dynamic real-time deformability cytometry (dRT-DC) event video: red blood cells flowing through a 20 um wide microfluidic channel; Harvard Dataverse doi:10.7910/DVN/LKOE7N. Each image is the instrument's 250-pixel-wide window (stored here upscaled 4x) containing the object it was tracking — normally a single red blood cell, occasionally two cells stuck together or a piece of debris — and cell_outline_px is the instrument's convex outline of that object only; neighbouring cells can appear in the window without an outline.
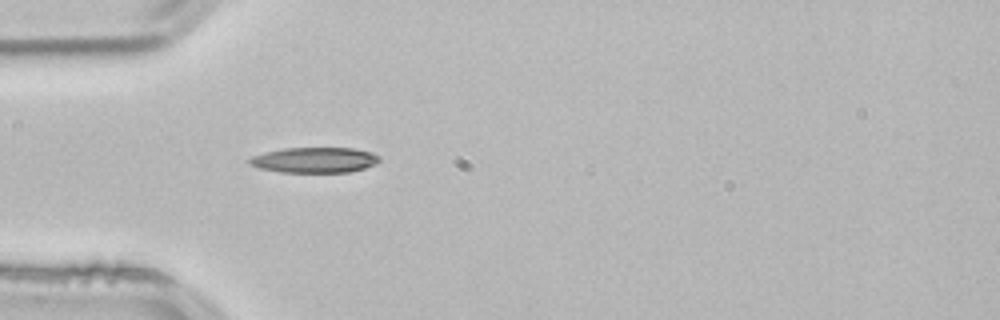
{"species": "common noctule bat (a hibernating species)", "species_latin": "Nyctalus noctula", "temperature_condition": "room temperature", "stored_images_in_passage": 33, "camera_frame_rate_fps": 3000, "um_per_image_px": 0.085, "animal": {"sex": "male", "body_mass_g": 21.5, "forearm_length_mm": 52.0}, "frame": {"image": 1, "passage_image": 1, "time_ms": 0.0, "image_size_px": [1000, 320], "cell_outline_px": [[380, 160], [376, 164], [364, 168], [348, 172], [280, 172], [260, 168], [248, 164], [248, 160], [252, 156], [284, 148], [352, 148], [372, 152], [380, 156]], "centroid_in_image_um": [26.76, 13.6], "position_along_channel_um": 58.2, "area_um2": 19.19}}
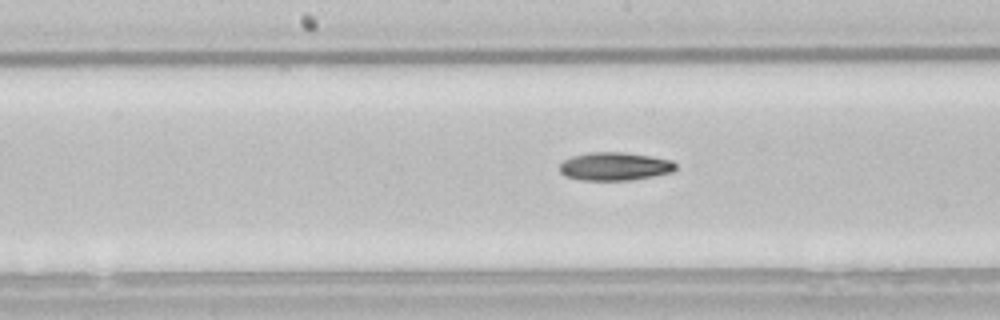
{"frame": {"image": 2, "passage_image": 12, "time_ms": 3.667, "image_size_px": [1000, 320], "cell_outline_px": [[676, 168], [672, 172], [632, 180], [580, 180], [564, 176], [560, 172], [560, 164], [564, 160], [572, 156], [588, 152], [624, 152], [672, 160], [676, 164]], "centroid_in_image_um": [52.23, 14.14], "position_along_channel_um": 196.0, "area_um2": 19.07}}
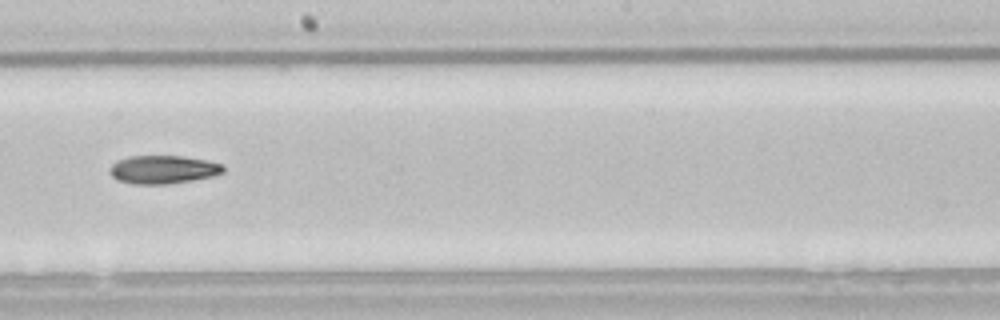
{"frame": {"image": 3, "passage_image": 15, "time_ms": 4.667, "image_size_px": [1000, 320], "cell_outline_px": [[224, 172], [212, 176], [192, 180], [168, 184], [132, 184], [116, 180], [108, 172], [108, 168], [112, 164], [128, 156], [184, 156], [208, 160], [220, 164], [224, 168]], "centroid_in_image_um": [13.83, 14.41], "position_along_channel_um": 234.4, "area_um2": 18.79}, "authors_computed_cell_mechanics": {"area_um2": 18.785, "velocity_mm_per_s": 3.8433, "shape_relaxation_time_tau1_ms": 7.2658, "shape_relaxation_time_tau2_ms": null, "deformation_change_tau1": 0.1618, "deformation_change_tau2": null}}